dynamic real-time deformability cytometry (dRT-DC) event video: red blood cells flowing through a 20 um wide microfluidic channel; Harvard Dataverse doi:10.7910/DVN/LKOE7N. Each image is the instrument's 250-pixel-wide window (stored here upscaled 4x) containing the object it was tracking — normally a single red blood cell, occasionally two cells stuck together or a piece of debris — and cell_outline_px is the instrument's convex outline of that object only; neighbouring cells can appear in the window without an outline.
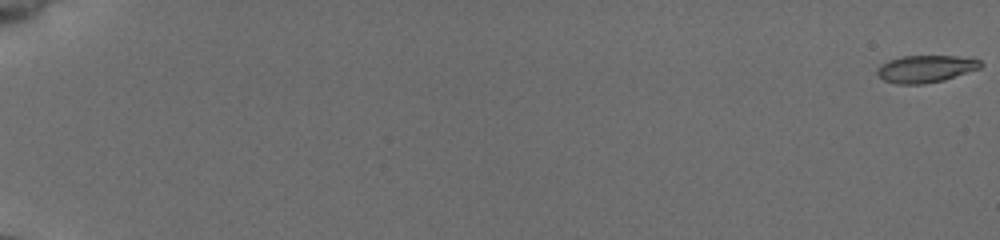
{"species": "common noctule bat (a hibernating species)", "species_latin": "Nyctalus noctula", "temperature_condition": "cold", "stored_images_in_passage": 56, "camera_frame_rate_fps": 3000, "um_per_image_px": 0.085, "animal": {"sex": "female", "body_mass_g": 19.5, "forearm_length_mm": 54.1}, "frame": {"image": 1, "passage_image": 1, "time_ms": 0.0, "image_size_px": [1000, 240], "cell_outline_px": [[984, 64], [980, 68], [944, 80], [924, 84], [896, 84], [884, 80], [876, 72], [876, 68], [880, 64], [888, 60], [900, 56], [956, 56], [980, 60]], "centroid_in_image_um": [78.65, 5.85], "position_along_channel_um": 6.3, "area_um2": 16.47}}
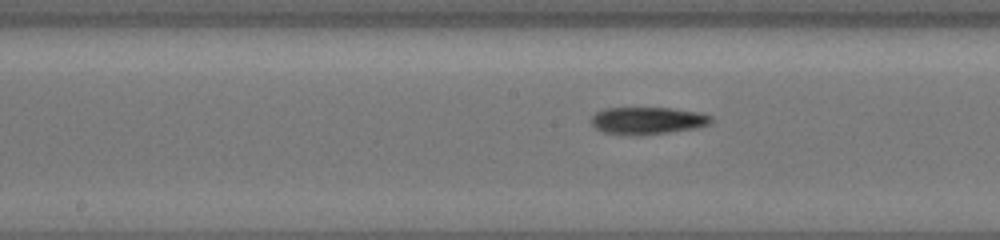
{"frame": {"image": 2, "passage_image": 32, "time_ms": 10.333, "image_size_px": [1000, 240], "cell_outline_px": [[712, 120], [708, 124], [692, 128], [664, 132], [604, 132], [596, 128], [592, 124], [592, 116], [596, 112], [604, 108], [672, 108], [700, 112], [712, 116]], "centroid_in_image_um": [55.07, 10.18], "position_along_channel_um": 193.1, "area_um2": 17.92}}
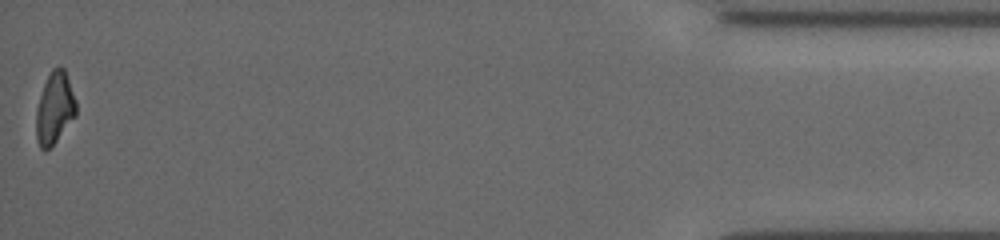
{"frame": {"image": 3, "passage_image": 56, "time_ms": 18.333, "image_size_px": [1000, 240], "cell_outline_px": [[76, 116], [56, 140], [44, 152], [40, 148], [36, 140], [36, 108], [44, 84], [52, 68], [60, 64], [64, 68], [76, 100]], "centroid_in_image_um": [4.64, 9.17], "position_along_channel_um": 430.6, "area_um2": 16.7}}